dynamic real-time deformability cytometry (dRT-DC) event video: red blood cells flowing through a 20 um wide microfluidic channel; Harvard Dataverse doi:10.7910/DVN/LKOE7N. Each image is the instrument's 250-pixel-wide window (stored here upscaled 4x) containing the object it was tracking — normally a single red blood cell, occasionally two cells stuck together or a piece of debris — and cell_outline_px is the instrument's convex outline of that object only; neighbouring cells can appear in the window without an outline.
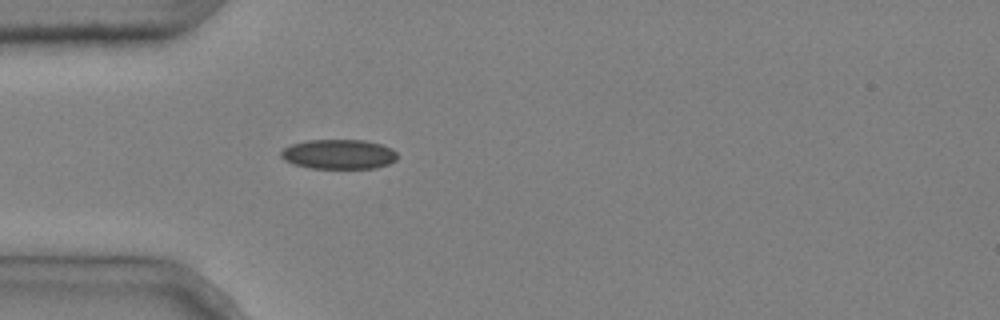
{"species": "common noctule bat (a hibernating species)", "species_latin": "Nyctalus noctula", "temperature_condition": "cold", "stored_images_in_passage": 4, "camera_frame_rate_fps": 3000, "um_per_image_px": 0.085, "animal": {"sex": "male", "body_mass_g": 20.4}, "frame": {"image": 1, "passage_image": 4, "time_ms": 1.0, "image_size_px": [1000, 320], "cell_outline_px": [[396, 160], [388, 164], [376, 168], [308, 168], [292, 164], [284, 160], [280, 156], [280, 152], [284, 148], [292, 144], [308, 140], [364, 140], [380, 144], [392, 148], [396, 152]], "centroid_in_image_um": [28.77, 13.11], "position_along_channel_um": 56.2, "area_um2": 20.17}}